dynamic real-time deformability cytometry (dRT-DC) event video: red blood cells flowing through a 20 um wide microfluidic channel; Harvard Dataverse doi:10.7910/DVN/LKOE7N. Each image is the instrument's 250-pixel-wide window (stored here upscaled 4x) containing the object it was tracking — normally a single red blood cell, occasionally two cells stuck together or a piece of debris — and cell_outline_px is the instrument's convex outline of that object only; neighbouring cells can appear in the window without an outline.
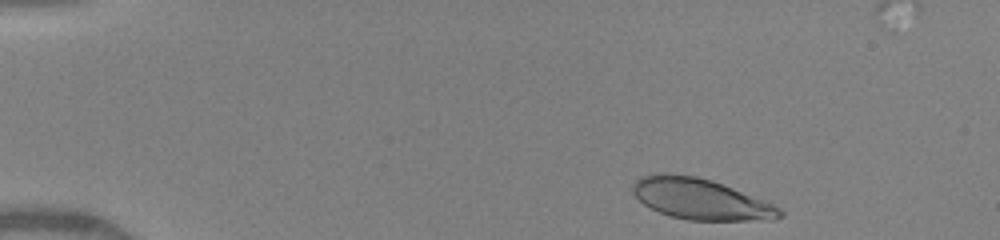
{"species": "human", "species_latin": "Homo sapiens", "temperature_condition": "warm", "stored_images_in_passage": 17, "camera_frame_rate_fps": 3000, "um_per_image_px": 0.085, "donor": {"sex": "female"}, "frame": {"image": 1, "passage_image": 1, "time_ms": 0.0, "image_size_px": [1000, 240], "cell_outline_px": [[784, 216], [772, 220], [688, 220], [668, 216], [644, 204], [632, 192], [632, 184], [640, 176], [656, 172], [664, 172], [696, 176], [712, 180], [772, 204], [780, 208], [784, 212]], "centroid_in_image_um": [59.51, 16.91], "position_along_channel_um": 25.5, "area_um2": 35.03}}
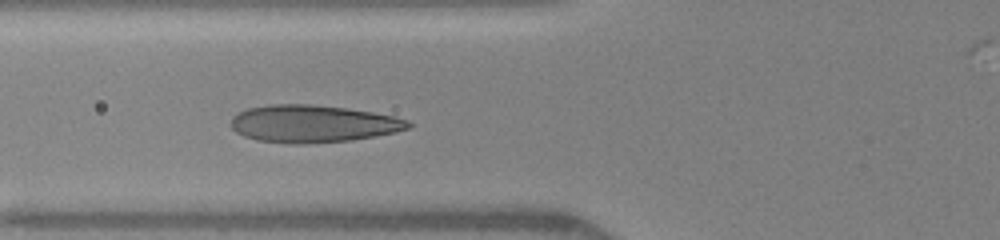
{"frame": {"image": 2, "passage_image": 9, "time_ms": 4.0, "image_size_px": [1000, 240], "cell_outline_px": [[412, 124], [408, 128], [396, 132], [376, 136], [352, 140], [300, 144], [292, 144], [256, 140], [244, 136], [236, 132], [228, 124], [232, 116], [248, 108], [272, 104], [308, 104], [344, 108], [372, 112], [396, 116], [408, 120]], "centroid_in_image_um": [26.58, 10.52], "position_along_channel_um": 99.2, "area_um2": 38.73}}
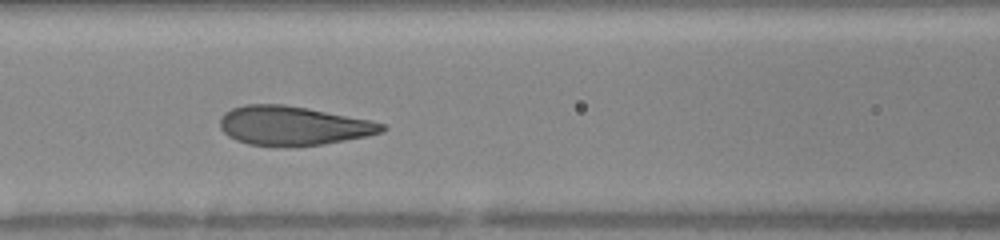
{"frame": {"image": 3, "passage_image": 13, "time_ms": 5.0, "image_size_px": [1000, 240], "cell_outline_px": [[388, 128], [384, 132], [324, 144], [288, 148], [248, 144], [236, 140], [228, 136], [220, 128], [220, 120], [224, 112], [232, 108], [244, 104], [284, 104], [308, 108], [368, 120], [384, 124]], "centroid_in_image_um": [24.87, 10.7], "position_along_channel_um": 141.7, "area_um2": 37.17}}